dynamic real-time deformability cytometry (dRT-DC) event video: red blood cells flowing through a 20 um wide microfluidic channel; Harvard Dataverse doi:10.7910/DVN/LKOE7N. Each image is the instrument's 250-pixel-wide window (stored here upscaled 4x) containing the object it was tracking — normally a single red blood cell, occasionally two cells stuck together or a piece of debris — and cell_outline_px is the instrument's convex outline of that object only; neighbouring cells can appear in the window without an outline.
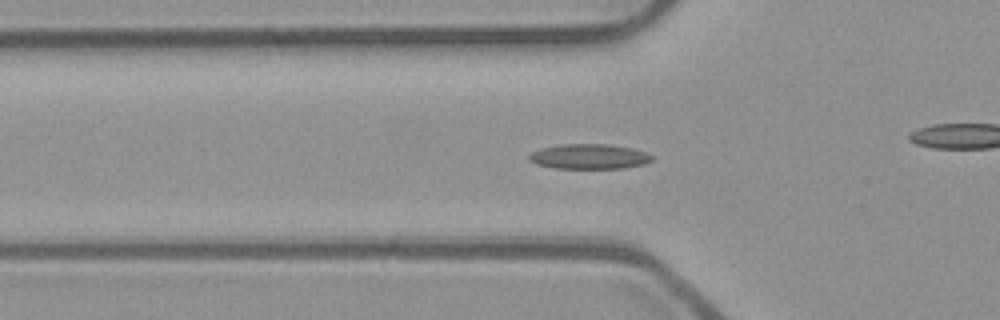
{"species": "common noctule bat (a hibernating species)", "species_latin": "Nyctalus noctula", "temperature_condition": "room temperature", "stored_images_in_passage": 38, "camera_frame_rate_fps": 3000, "um_per_image_px": 0.085, "animal": {"sex": "male", "body_mass_g": 23.1, "forearm_length_mm": 52.7}, "frame": {"image": 1, "passage_image": 2, "time_ms": 0.333, "image_size_px": [1000, 320], "cell_outline_px": [[652, 160], [644, 164], [624, 168], [556, 168], [536, 164], [528, 160], [528, 156], [532, 152], [540, 148], [560, 144], [608, 144], [632, 148], [644, 152], [652, 156]], "centroid_in_image_um": [50.05, 13.3], "position_along_channel_um": 75.8, "area_um2": 17.86}}
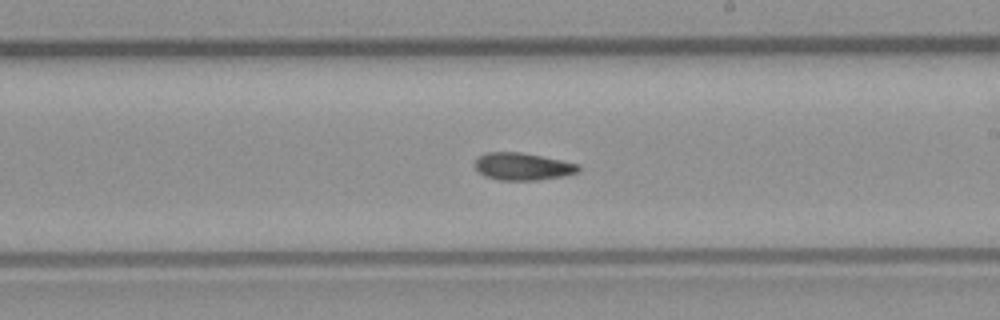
{"frame": {"image": 2, "passage_image": 15, "time_ms": 4.667, "image_size_px": [1000, 320], "cell_outline_px": [[580, 168], [576, 172], [564, 176], [536, 180], [500, 180], [484, 176], [476, 172], [476, 156], [484, 152], [520, 152], [580, 164]], "centroid_in_image_um": [44.37, 14.15], "position_along_channel_um": 244.6, "area_um2": 16.53}}
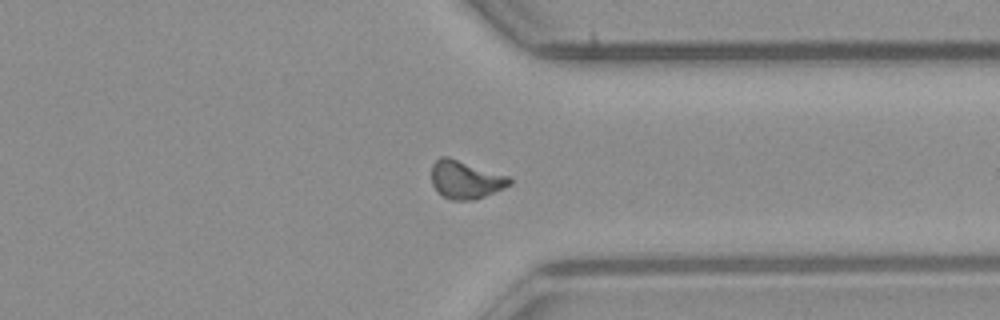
{"frame": {"image": 3, "passage_image": 25, "time_ms": 8.0, "image_size_px": [1000, 320], "cell_outline_px": [[512, 184], [476, 200], [452, 200], [444, 196], [432, 184], [432, 164], [440, 156], [448, 156], [508, 176], [512, 180]], "centroid_in_image_um": [39.58, 15.26], "position_along_channel_um": 371.8, "area_um2": 17.17}}